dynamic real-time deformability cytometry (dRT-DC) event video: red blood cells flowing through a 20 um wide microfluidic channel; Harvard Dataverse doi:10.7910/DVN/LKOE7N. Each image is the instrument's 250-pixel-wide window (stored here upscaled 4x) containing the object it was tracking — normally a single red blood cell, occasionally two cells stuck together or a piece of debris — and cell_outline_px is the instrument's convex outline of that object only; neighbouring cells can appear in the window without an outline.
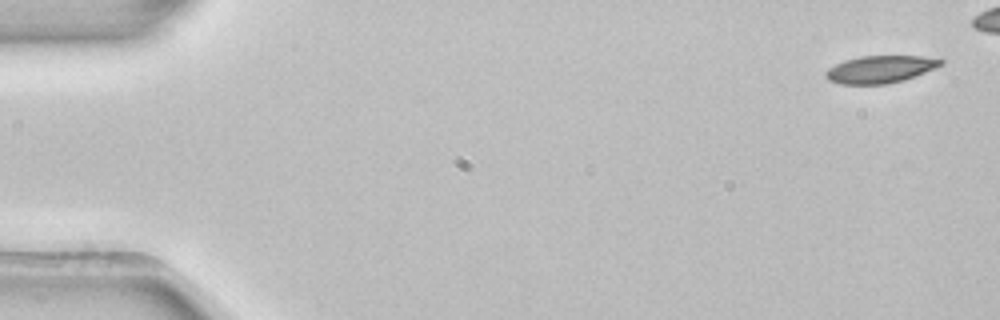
{"species": "common noctule bat (a hibernating species)", "species_latin": "Nyctalus noctula", "temperature_condition": "room temperature", "stored_images_in_passage": 5, "camera_frame_rate_fps": 3000, "um_per_image_px": 0.085, "animal": {"sex": "female", "body_mass_g": 22.7, "forearm_length_mm": 54.2}, "frame": {"image": 1, "passage_image": 1, "time_ms": 0.0, "image_size_px": [1000, 320], "cell_outline_px": [[944, 64], [936, 68], [904, 80], [888, 84], [840, 84], [828, 80], [824, 76], [824, 72], [828, 68], [844, 60], [860, 56], [920, 56], [944, 60]], "centroid_in_image_um": [74.8, 5.89], "position_along_channel_um": 10.2, "area_um2": 18.44}}